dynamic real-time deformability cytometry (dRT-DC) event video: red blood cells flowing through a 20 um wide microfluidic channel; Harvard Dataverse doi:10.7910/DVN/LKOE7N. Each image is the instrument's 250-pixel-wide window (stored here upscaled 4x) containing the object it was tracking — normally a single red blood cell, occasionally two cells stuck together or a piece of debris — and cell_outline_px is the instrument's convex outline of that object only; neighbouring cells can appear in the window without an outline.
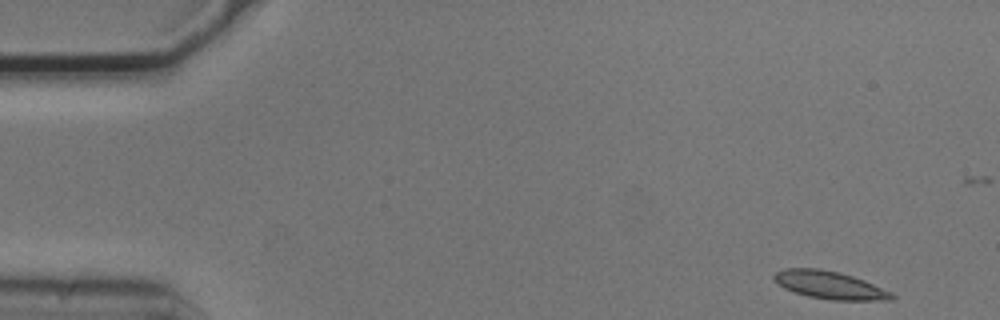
{"species": "common noctule bat (a hibernating species)", "species_latin": "Nyctalus noctula", "temperature_condition": "cold", "stored_images_in_passage": 52, "camera_frame_rate_fps": 3000, "um_per_image_px": 0.085, "animal": {"sex": "male", "body_mass_g": 20.5, "forearm_length_mm": 52.5}, "frame": {"image": 1, "passage_image": 1, "time_ms": 0.0, "image_size_px": [1000, 320], "cell_outline_px": [[896, 296], [892, 300], [832, 300], [808, 296], [792, 292], [784, 288], [772, 276], [776, 272], [784, 268], [820, 268], [840, 272], [864, 280], [892, 292]], "centroid_in_image_um": [70.54, 24.23], "position_along_channel_um": 14.5, "area_um2": 19.07}}
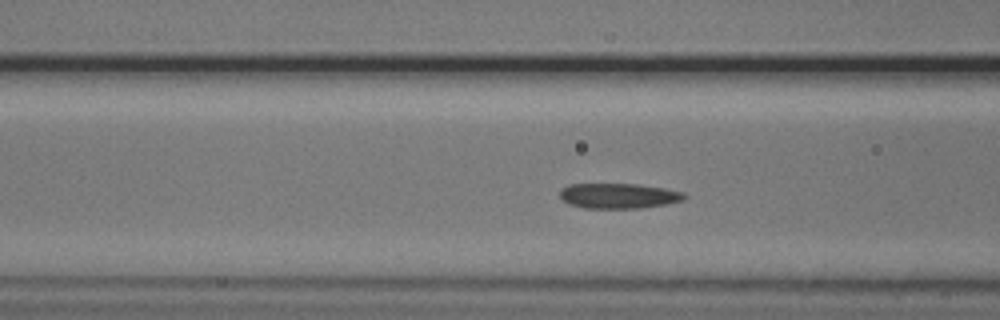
{"frame": {"image": 2, "passage_image": 18, "time_ms": 5.667, "image_size_px": [1000, 320], "cell_outline_px": [[688, 196], [684, 200], [664, 204], [640, 208], [584, 208], [568, 204], [560, 196], [560, 188], [568, 184], [640, 184], [664, 188], [684, 192]], "centroid_in_image_um": [52.58, 16.64], "position_along_channel_um": 114.0, "area_um2": 18.38}}
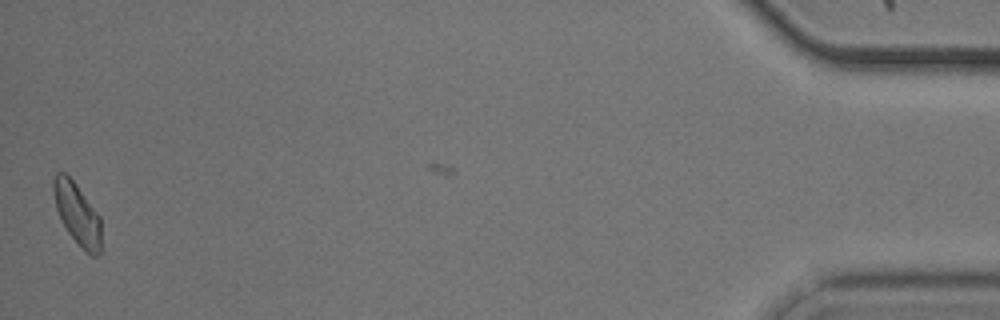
{"frame": {"image": 3, "passage_image": 51, "time_ms": 16.667, "image_size_px": [1000, 320], "cell_outline_px": [[100, 252], [96, 256], [92, 256], [80, 248], [68, 232], [60, 220], [56, 208], [52, 188], [52, 180], [56, 172], [64, 172], [76, 184], [100, 216]], "centroid_in_image_um": [6.54, 18.18], "position_along_channel_um": 428.7, "area_um2": 17.22}, "authors_computed_cell_mechanics": {"area_um2": 18.3515, "velocity_mm_per_s": 3.7072, "shape_relaxation_time_tau1_ms": 4.3061, "shape_relaxation_time_tau2_ms": 2.766, "deformation_change_tau1": 0.1044, "deformation_change_tau2": 0.0772}}